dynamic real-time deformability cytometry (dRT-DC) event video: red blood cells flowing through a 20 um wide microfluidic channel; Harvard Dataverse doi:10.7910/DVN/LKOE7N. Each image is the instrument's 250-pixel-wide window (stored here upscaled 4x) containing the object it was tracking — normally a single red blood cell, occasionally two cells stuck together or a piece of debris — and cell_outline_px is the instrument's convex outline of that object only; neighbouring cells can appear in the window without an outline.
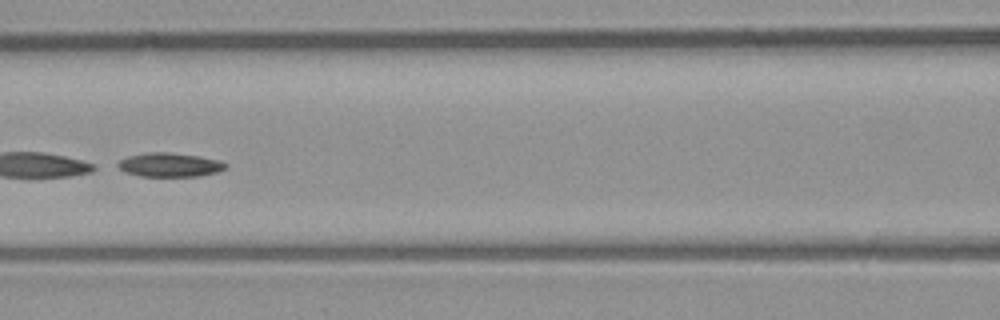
{"species": "common noctule bat (a hibernating species)", "species_latin": "Nyctalus noctula", "temperature_condition": "room temperature", "stored_images_in_passage": 52, "segment_of_instrument_passage": [2, 2], "camera_frame_rate_fps": 3000, "um_per_image_px": 0.085, "animal": {"sex": "male", "body_mass_g": 23.1, "forearm_length_mm": 52.7}, "frame": {"image": 1, "passage_image": 24, "time_ms": 7.667, "image_size_px": [1000, 320], "cell_outline_px": [[228, 168], [216, 172], [200, 176], [140, 176], [124, 172], [112, 164], [128, 156], [148, 152], [168, 152], [200, 156], [220, 160], [228, 164]], "centroid_in_image_um": [14.4, 14.01], "position_along_channel_um": 152.2, "area_um2": 15.32}}